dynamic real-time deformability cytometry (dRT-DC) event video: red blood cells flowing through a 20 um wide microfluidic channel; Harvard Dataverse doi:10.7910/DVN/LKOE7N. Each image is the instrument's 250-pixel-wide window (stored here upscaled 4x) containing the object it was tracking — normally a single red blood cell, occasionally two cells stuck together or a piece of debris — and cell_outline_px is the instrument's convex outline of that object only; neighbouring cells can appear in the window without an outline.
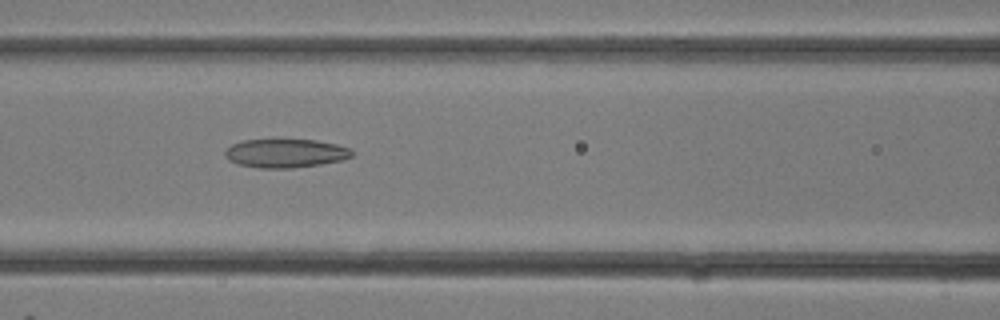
{"species": "common noctule bat (a hibernating species)", "species_latin": "Nyctalus noctula", "temperature_condition": "room temperature", "stored_images_in_passage": 13, "camera_frame_rate_fps": 3000, "um_per_image_px": 0.085, "animal": {"sex": "female"}, "frame": {"image": 1, "passage_image": 8, "time_ms": 2.333, "image_size_px": [1000, 320], "cell_outline_px": [[352, 156], [344, 160], [320, 164], [292, 168], [260, 168], [236, 164], [228, 160], [224, 156], [224, 152], [232, 144], [244, 140], [316, 140], [336, 144], [352, 148]], "centroid_in_image_um": [24.27, 13.03], "position_along_channel_um": 142.3, "area_um2": 21.27}}
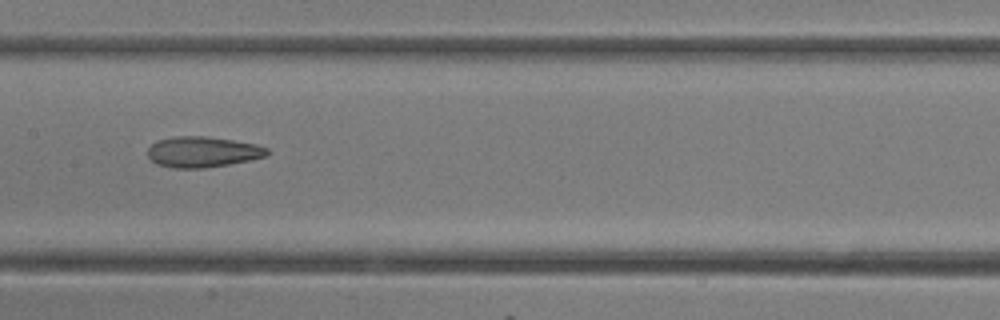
{"frame": {"image": 2, "passage_image": 10, "time_ms": 3.0, "image_size_px": [1000, 320], "cell_outline_px": [[268, 156], [252, 160], [204, 168], [172, 168], [156, 164], [148, 156], [148, 148], [152, 144], [160, 140], [176, 136], [208, 136], [256, 144], [268, 148]], "centroid_in_image_um": [17.25, 12.92], "position_along_channel_um": 190.2, "area_um2": 21.39}}
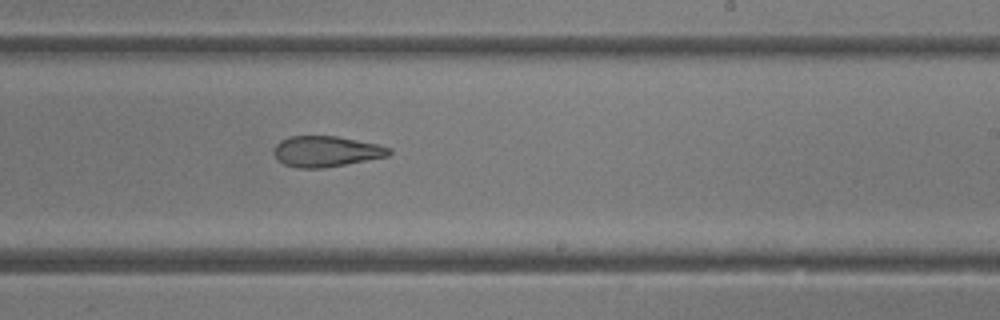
{"frame": {"image": 3, "passage_image": 13, "time_ms": 4.0, "image_size_px": [1000, 320], "cell_outline_px": [[392, 152], [388, 156], [324, 168], [296, 168], [284, 164], [272, 152], [272, 148], [280, 140], [288, 136], [336, 136], [376, 144], [392, 148]], "centroid_in_image_um": [27.69, 12.87], "position_along_channel_um": 261.3, "area_um2": 20.63}}